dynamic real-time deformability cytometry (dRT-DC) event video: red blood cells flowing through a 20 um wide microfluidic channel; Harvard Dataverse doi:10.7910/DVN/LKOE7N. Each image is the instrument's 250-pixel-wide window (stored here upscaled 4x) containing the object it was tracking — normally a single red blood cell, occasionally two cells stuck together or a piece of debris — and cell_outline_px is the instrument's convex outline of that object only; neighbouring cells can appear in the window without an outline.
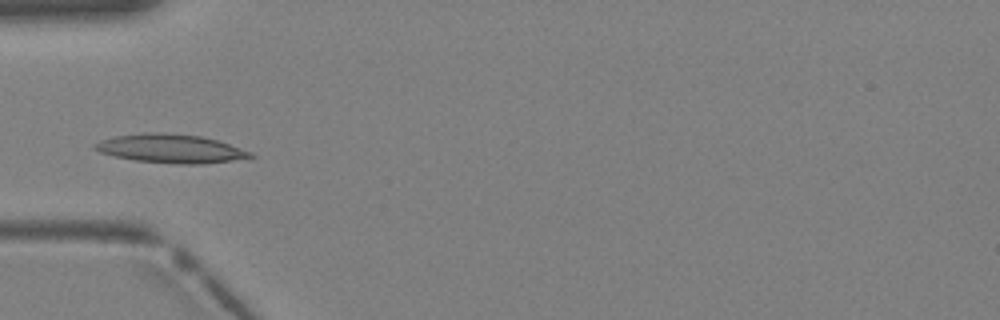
{"species": "Egyptian fruit bat (a non-hibernating species)", "species_latin": "Rousettus aegyptiacus", "temperature_condition": "warm", "stored_images_in_passage": 4, "camera_frame_rate_fps": 3000, "um_per_image_px": 0.085, "animal": {"sex": "female"}, "frame": {"image": 1, "passage_image": 3, "time_ms": 0.667, "image_size_px": [1000, 320], "cell_outline_px": [[256, 156], [232, 160], [204, 164], [176, 164], [132, 160], [112, 156], [100, 152], [92, 148], [92, 144], [100, 140], [116, 136], [144, 132], [156, 132], [200, 136], [216, 140], [252, 152]], "centroid_in_image_um": [14.44, 12.64], "position_along_channel_um": 70.6, "area_um2": 26.01}}